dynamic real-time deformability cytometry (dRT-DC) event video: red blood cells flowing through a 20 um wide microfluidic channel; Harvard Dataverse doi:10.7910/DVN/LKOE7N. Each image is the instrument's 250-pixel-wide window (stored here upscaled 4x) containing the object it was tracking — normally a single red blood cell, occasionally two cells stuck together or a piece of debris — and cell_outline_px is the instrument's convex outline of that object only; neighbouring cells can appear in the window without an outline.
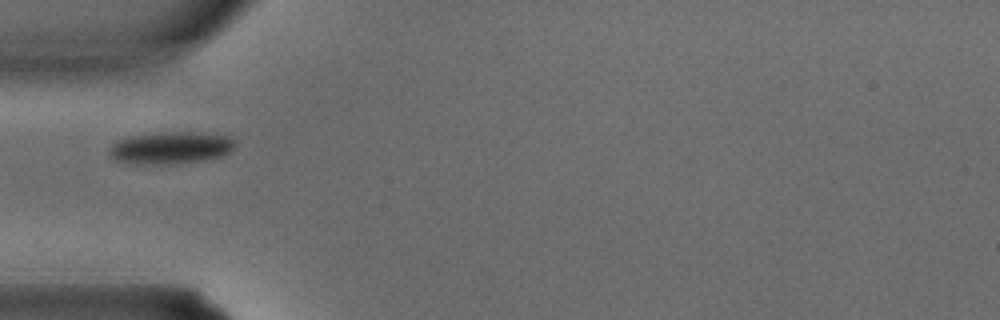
{"species": "common noctule bat (a hibernating species)", "species_latin": "Nyctalus noctula", "temperature_condition": "warm", "stored_images_in_passage": 3, "camera_frame_rate_fps": 3000, "um_per_image_px": 0.085, "animal": {"sex": "male", "body_mass_g": 15.6}, "frame": {"image": 1, "passage_image": 3, "time_ms": 0.667, "image_size_px": [1000, 320], "cell_outline_px": [[236, 144], [228, 152], [220, 156], [204, 160], [172, 164], [136, 164], [116, 160], [108, 152], [108, 148], [116, 140], [128, 136], [168, 132], [216, 132], [232, 136], [236, 140]], "centroid_in_image_um": [14.55, 12.54], "position_along_channel_um": 70.4, "area_um2": 23.99}}